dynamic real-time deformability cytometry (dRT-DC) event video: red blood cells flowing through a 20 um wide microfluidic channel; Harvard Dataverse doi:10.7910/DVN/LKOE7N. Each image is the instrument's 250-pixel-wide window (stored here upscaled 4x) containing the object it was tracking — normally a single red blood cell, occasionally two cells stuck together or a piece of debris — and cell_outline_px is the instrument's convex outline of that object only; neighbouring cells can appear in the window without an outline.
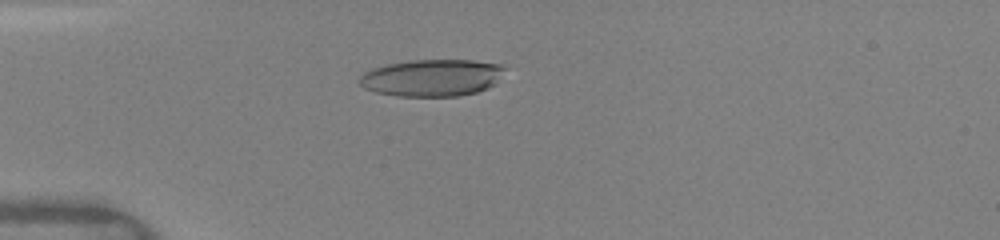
{"species": "human", "species_latin": "Homo sapiens", "temperature_condition": "warm", "stored_images_in_passage": 45, "camera_frame_rate_fps": 3000, "um_per_image_px": 0.085, "donor": {"sex": "female"}, "frame": {"image": 1, "passage_image": 10, "time_ms": 3.0, "image_size_px": [1000, 240], "cell_outline_px": [[504, 68], [496, 84], [488, 88], [476, 92], [460, 96], [396, 96], [376, 92], [364, 88], [360, 84], [360, 76], [364, 72], [372, 68], [388, 64], [412, 60], [472, 60], [500, 64]], "centroid_in_image_um": [36.71, 6.61], "position_along_channel_um": 48.3, "area_um2": 31.27}}
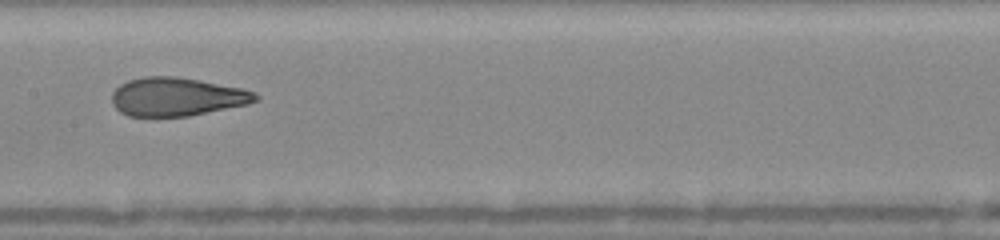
{"frame": {"image": 2, "passage_image": 22, "time_ms": 7.0, "image_size_px": [1000, 240], "cell_outline_px": [[260, 100], [248, 104], [188, 116], [128, 116], [120, 112], [112, 104], [112, 92], [120, 84], [128, 80], [144, 76], [176, 76], [200, 80], [244, 88], [256, 92], [260, 96]], "centroid_in_image_um": [15.06, 8.21], "position_along_channel_um": 192.3, "area_um2": 32.48}}
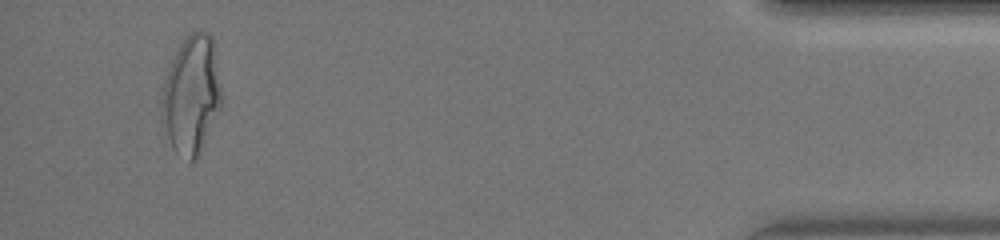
{"frame": {"image": 3, "passage_image": 43, "time_ms": 14.0, "image_size_px": [1000, 240], "cell_outline_px": [[220, 108], [196, 156], [188, 164], [172, 148], [168, 136], [160, 108], [164, 84], [172, 60], [180, 44], [192, 32], [208, 32], [212, 36], [216, 52], [220, 92]], "centroid_in_image_um": [16.26, 8.04], "position_along_channel_um": 418.9, "area_um2": 40.06}, "authors_computed_cell_mechanics": {"area_um2": 32.5992, "velocity_mm_per_s": 4.1166, "shape_relaxation_time_tau1_ms": 6.9922, "shape_relaxation_time_tau2_ms": 1.0847, "deformation_change_tau1": 0.2623, "deformation_change_tau2": 0.0918}}